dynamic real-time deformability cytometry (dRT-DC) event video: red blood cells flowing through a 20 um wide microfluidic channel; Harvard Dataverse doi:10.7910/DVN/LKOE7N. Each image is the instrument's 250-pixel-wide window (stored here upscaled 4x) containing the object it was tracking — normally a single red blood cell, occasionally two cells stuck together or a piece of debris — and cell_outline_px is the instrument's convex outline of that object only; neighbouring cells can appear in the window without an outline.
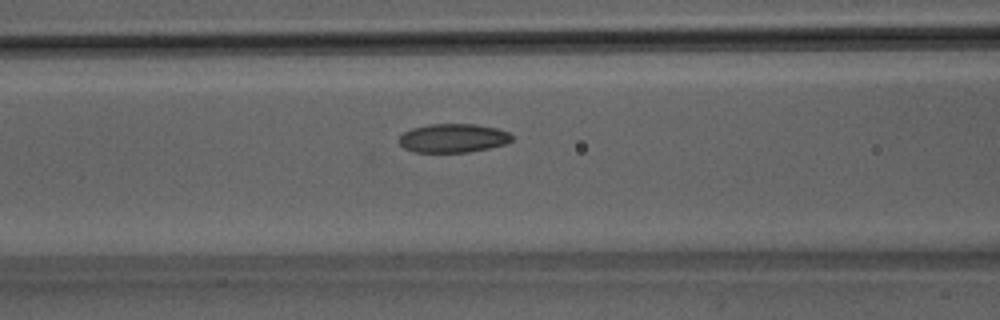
{"species": "Egyptian fruit bat (a non-hibernating species)", "species_latin": "Rousettus aegyptiacus", "temperature_condition": "room temperature", "stored_images_in_passage": 35, "camera_frame_rate_fps": 3000, "um_per_image_px": 0.085, "animal": {"sex": "male"}, "frame": {"image": 1, "passage_image": 6, "time_ms": 1.667, "image_size_px": [1000, 320], "cell_outline_px": [[512, 140], [508, 144], [468, 152], [412, 152], [404, 148], [396, 140], [404, 132], [412, 128], [428, 124], [476, 124], [496, 128], [508, 132], [512, 136]], "centroid_in_image_um": [38.49, 11.74], "position_along_channel_um": 128.1, "area_um2": 19.07}}
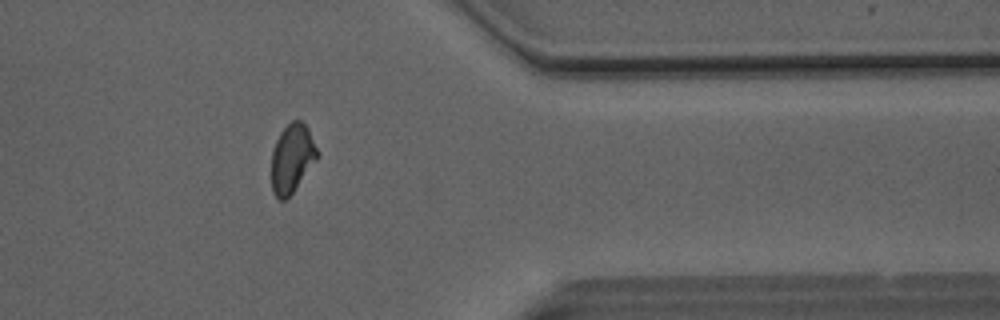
{"frame": {"image": 2, "passage_image": 26, "time_ms": 8.333, "image_size_px": [1000, 320], "cell_outline_px": [[320, 152], [316, 160], [292, 192], [284, 200], [280, 200], [272, 192], [272, 152], [276, 140], [280, 132], [292, 120], [300, 120], [308, 128]], "centroid_in_image_um": [24.83, 13.43], "position_along_channel_um": 386.6, "area_um2": 18.15}}
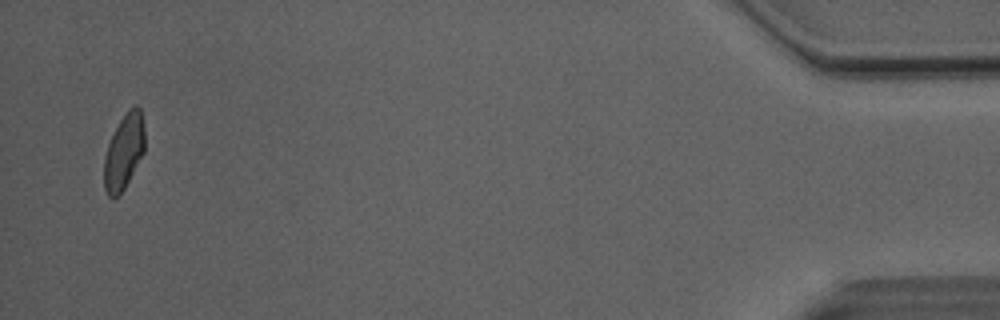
{"frame": {"image": 3, "passage_image": 34, "time_ms": 11.0, "image_size_px": [1000, 320], "cell_outline_px": [[144, 152], [120, 196], [112, 200], [108, 196], [104, 188], [104, 156], [108, 144], [120, 120], [128, 108], [136, 104], [140, 108], [144, 124]], "centroid_in_image_um": [10.53, 12.91], "position_along_channel_um": 424.7, "area_um2": 17.98}, "authors_computed_cell_mechanics": {"area_um2": 18.6694, "velocity_mm_per_s": 4.1043, "shape_relaxation_time_tau1_ms": 8.3165, "shape_relaxation_time_tau2_ms": 1.6317, "deformation_change_tau1": 0.1757, "deformation_change_tau2": 0.0703}}